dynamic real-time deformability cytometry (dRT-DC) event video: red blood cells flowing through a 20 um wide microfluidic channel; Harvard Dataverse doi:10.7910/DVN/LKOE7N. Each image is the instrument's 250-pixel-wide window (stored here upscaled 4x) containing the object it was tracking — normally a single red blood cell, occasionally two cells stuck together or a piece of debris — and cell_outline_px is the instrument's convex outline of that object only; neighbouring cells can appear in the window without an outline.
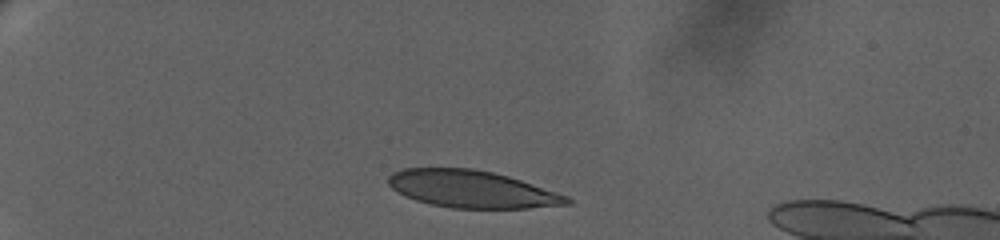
{"species": "human", "species_latin": "Homo sapiens", "temperature_condition": "warm", "stored_images_in_passage": 44, "camera_frame_rate_fps": 3000, "um_per_image_px": 0.085, "donor": {"sex": "female"}, "frame": {"image": 1, "passage_image": 1, "time_ms": 0.0, "image_size_px": [1000, 240], "cell_outline_px": [[572, 204], [528, 208], [452, 208], [428, 204], [404, 196], [392, 188], [388, 184], [388, 176], [392, 172], [404, 168], [472, 168], [492, 172], [508, 176], [568, 196], [572, 200]], "centroid_in_image_um": [40.08, 16.08], "position_along_channel_um": 44.9, "area_um2": 38.78}}
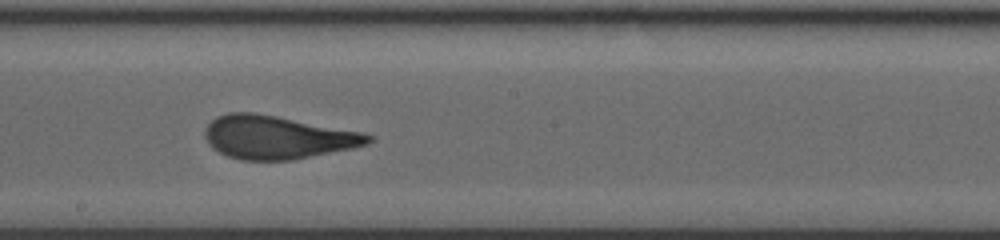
{"frame": {"image": 2, "passage_image": 23, "time_ms": 7.333, "image_size_px": [1000, 240], "cell_outline_px": [[372, 140], [368, 144], [352, 148], [292, 160], [240, 160], [228, 156], [212, 148], [208, 144], [204, 136], [204, 128], [216, 116], [228, 112], [256, 112], [364, 132], [372, 136]], "centroid_in_image_um": [23.54, 11.66], "position_along_channel_um": 224.7, "area_um2": 41.33}}
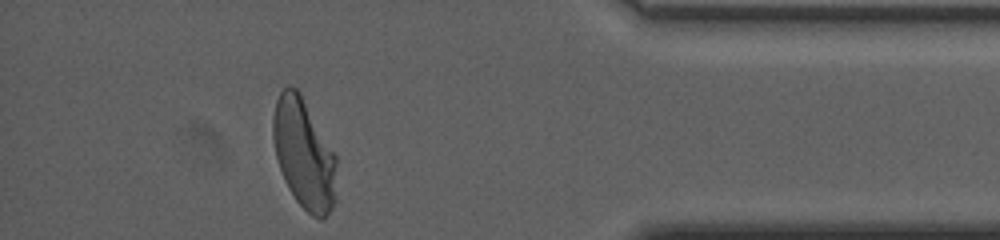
{"frame": {"image": 3, "passage_image": 42, "time_ms": 13.667, "image_size_px": [1000, 240], "cell_outline_px": [[336, 200], [332, 208], [320, 220], [312, 216], [296, 200], [288, 188], [284, 180], [276, 156], [272, 136], [272, 116], [276, 100], [280, 92], [288, 84], [296, 88], [300, 92], [336, 156]], "centroid_in_image_um": [25.82, 13.07], "position_along_channel_um": 409.4, "area_um2": 40.75}, "authors_computed_cell_mechanics": {"area_um2": 41.0091, "velocity_mm_per_s": 3.3209, "shape_relaxation_time_tau1_ms": 7.9059, "shape_relaxation_time_tau2_ms": null, "deformation_change_tau1": 0.2547, "deformation_change_tau2": null}}